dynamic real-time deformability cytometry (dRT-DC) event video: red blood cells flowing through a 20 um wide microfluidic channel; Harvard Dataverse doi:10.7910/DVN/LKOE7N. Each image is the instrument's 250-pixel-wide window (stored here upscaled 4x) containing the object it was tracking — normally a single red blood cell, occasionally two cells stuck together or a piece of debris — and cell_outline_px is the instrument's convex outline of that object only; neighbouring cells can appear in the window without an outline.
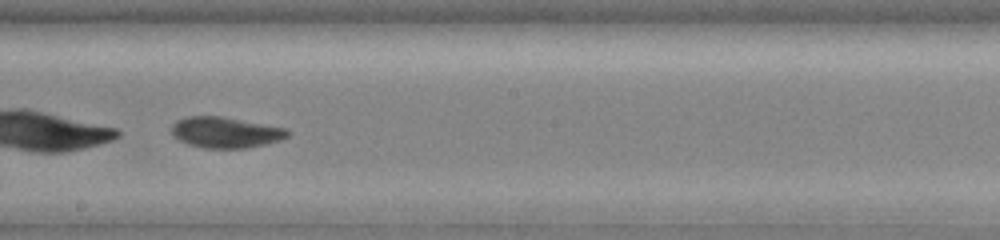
{"species": "common noctule bat (a hibernating species)", "species_latin": "Nyctalus noctula", "temperature_condition": "warm", "stored_images_in_passage": 30, "camera_frame_rate_fps": 3000, "um_per_image_px": 0.085, "animal": {"sex": "female", "body_mass_g": 19.0, "forearm_length_mm": 51.5}, "frame": {"image": 1, "passage_image": 13, "time_ms": 4.0, "image_size_px": [1000, 240], "cell_outline_px": [[292, 132], [288, 136], [280, 140], [248, 148], [204, 148], [188, 144], [172, 136], [172, 124], [176, 120], [184, 116], [220, 116], [288, 128]], "centroid_in_image_um": [19.17, 11.25], "position_along_channel_um": 229.0, "area_um2": 21.04}, "authors_computed_cell_mechanics": {"area_um2": 21.7617, "velocity_mm_per_s": 3.7943, "shape_relaxation_time_tau1_ms": 10.3824, "shape_relaxation_time_tau2_ms": null, "deformation_change_tau1": 0.2242, "deformation_change_tau2": null}}